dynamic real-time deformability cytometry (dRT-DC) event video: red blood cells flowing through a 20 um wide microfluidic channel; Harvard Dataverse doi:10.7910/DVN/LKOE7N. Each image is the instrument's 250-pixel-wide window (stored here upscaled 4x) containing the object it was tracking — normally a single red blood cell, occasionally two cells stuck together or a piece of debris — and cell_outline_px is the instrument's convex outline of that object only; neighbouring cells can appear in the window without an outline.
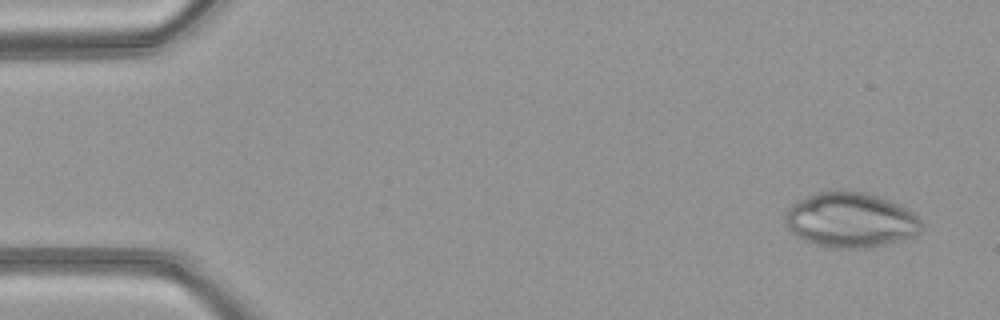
{"species": "common noctule bat (a hibernating species)", "species_latin": "Nyctalus noctula", "temperature_condition": "warm", "stored_images_in_passage": 50, "camera_frame_rate_fps": 3000, "um_per_image_px": 0.085, "animal": {"sex": "female", "body_mass_g": 21.9}, "frame": {"image": 1, "passage_image": 3, "time_ms": 0.667, "image_size_px": [1000, 320], "cell_outline_px": [[924, 228], [920, 232], [912, 236], [872, 248], [832, 248], [816, 244], [804, 240], [796, 236], [788, 228], [784, 220], [784, 216], [788, 208], [796, 200], [816, 192], [828, 188], [844, 188], [864, 192], [900, 204], [916, 212]], "centroid_in_image_um": [72.29, 18.66], "position_along_channel_um": 12.7, "area_um2": 44.68}}
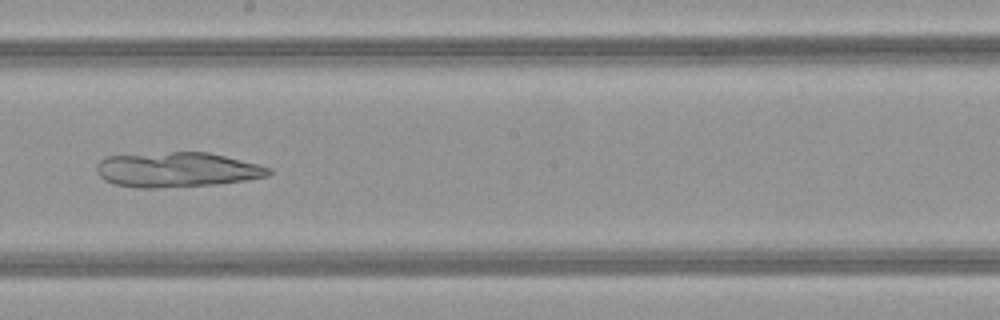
{"frame": {"image": 2, "passage_image": 28, "time_ms": 9.0, "image_size_px": [1000, 320], "cell_outline_px": [[272, 172], [268, 176], [244, 180], [216, 184], [160, 188], [140, 188], [112, 184], [104, 180], [96, 172], [96, 164], [104, 156], [172, 152], [208, 152], [272, 168]], "centroid_in_image_um": [14.98, 14.43], "position_along_channel_um": 233.2, "area_um2": 35.03}}
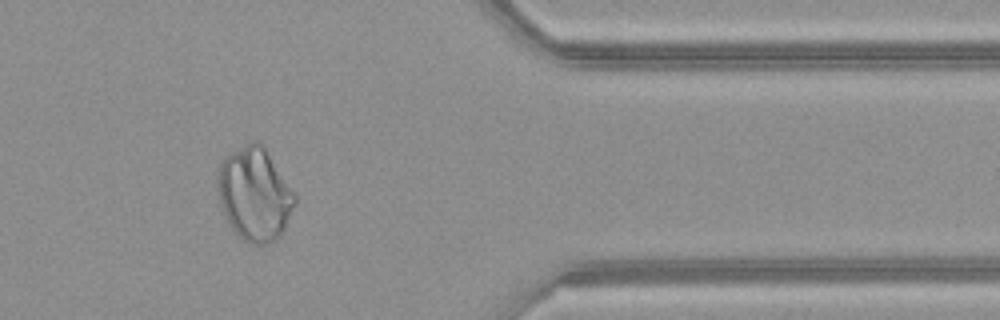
{"frame": {"image": 3, "passage_image": 41, "time_ms": 13.333, "image_size_px": [1000, 320], "cell_outline_px": [[296, 204], [280, 236], [276, 240], [268, 244], [248, 244], [232, 228], [224, 216], [216, 184], [216, 168], [224, 156], [248, 140], [260, 140], [296, 196]], "centroid_in_image_um": [21.6, 16.46], "position_along_channel_um": 389.8, "area_um2": 42.37}}